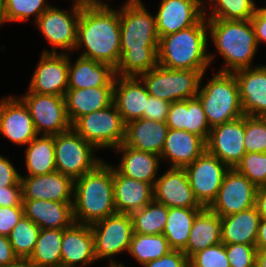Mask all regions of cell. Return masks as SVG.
<instances>
[{
	"label": "cell",
	"mask_w": 266,
	"mask_h": 267,
	"mask_svg": "<svg viewBox=\"0 0 266 267\" xmlns=\"http://www.w3.org/2000/svg\"><path fill=\"white\" fill-rule=\"evenodd\" d=\"M244 148L249 152H266V117L245 115Z\"/></svg>",
	"instance_id": "obj_43"
},
{
	"label": "cell",
	"mask_w": 266,
	"mask_h": 267,
	"mask_svg": "<svg viewBox=\"0 0 266 267\" xmlns=\"http://www.w3.org/2000/svg\"><path fill=\"white\" fill-rule=\"evenodd\" d=\"M4 0H0V22L3 24Z\"/></svg>",
	"instance_id": "obj_58"
},
{
	"label": "cell",
	"mask_w": 266,
	"mask_h": 267,
	"mask_svg": "<svg viewBox=\"0 0 266 267\" xmlns=\"http://www.w3.org/2000/svg\"><path fill=\"white\" fill-rule=\"evenodd\" d=\"M170 103L163 99L149 95L143 118L166 122Z\"/></svg>",
	"instance_id": "obj_47"
},
{
	"label": "cell",
	"mask_w": 266,
	"mask_h": 267,
	"mask_svg": "<svg viewBox=\"0 0 266 267\" xmlns=\"http://www.w3.org/2000/svg\"><path fill=\"white\" fill-rule=\"evenodd\" d=\"M18 260L19 258L15 255L8 237L0 235V267L11 266Z\"/></svg>",
	"instance_id": "obj_52"
},
{
	"label": "cell",
	"mask_w": 266,
	"mask_h": 267,
	"mask_svg": "<svg viewBox=\"0 0 266 267\" xmlns=\"http://www.w3.org/2000/svg\"><path fill=\"white\" fill-rule=\"evenodd\" d=\"M69 55L42 53L28 91L64 97L68 89Z\"/></svg>",
	"instance_id": "obj_16"
},
{
	"label": "cell",
	"mask_w": 266,
	"mask_h": 267,
	"mask_svg": "<svg viewBox=\"0 0 266 267\" xmlns=\"http://www.w3.org/2000/svg\"><path fill=\"white\" fill-rule=\"evenodd\" d=\"M153 192L154 201L168 208H204L196 199L184 168H170L158 176Z\"/></svg>",
	"instance_id": "obj_19"
},
{
	"label": "cell",
	"mask_w": 266,
	"mask_h": 267,
	"mask_svg": "<svg viewBox=\"0 0 266 267\" xmlns=\"http://www.w3.org/2000/svg\"><path fill=\"white\" fill-rule=\"evenodd\" d=\"M250 20L254 28L258 45L262 41L266 43V7L257 8Z\"/></svg>",
	"instance_id": "obj_51"
},
{
	"label": "cell",
	"mask_w": 266,
	"mask_h": 267,
	"mask_svg": "<svg viewBox=\"0 0 266 267\" xmlns=\"http://www.w3.org/2000/svg\"><path fill=\"white\" fill-rule=\"evenodd\" d=\"M156 18L141 0H127L120 8L121 58L115 75L139 77L158 65Z\"/></svg>",
	"instance_id": "obj_1"
},
{
	"label": "cell",
	"mask_w": 266,
	"mask_h": 267,
	"mask_svg": "<svg viewBox=\"0 0 266 267\" xmlns=\"http://www.w3.org/2000/svg\"><path fill=\"white\" fill-rule=\"evenodd\" d=\"M226 254L230 267H253L257 260L256 245L225 244Z\"/></svg>",
	"instance_id": "obj_45"
},
{
	"label": "cell",
	"mask_w": 266,
	"mask_h": 267,
	"mask_svg": "<svg viewBox=\"0 0 266 267\" xmlns=\"http://www.w3.org/2000/svg\"><path fill=\"white\" fill-rule=\"evenodd\" d=\"M50 6L46 0H4L3 23L26 21L33 14L36 22Z\"/></svg>",
	"instance_id": "obj_41"
},
{
	"label": "cell",
	"mask_w": 266,
	"mask_h": 267,
	"mask_svg": "<svg viewBox=\"0 0 266 267\" xmlns=\"http://www.w3.org/2000/svg\"><path fill=\"white\" fill-rule=\"evenodd\" d=\"M94 237L96 260L110 258V265H117L113 257L128 252L134 234L130 214L115 213L90 225Z\"/></svg>",
	"instance_id": "obj_10"
},
{
	"label": "cell",
	"mask_w": 266,
	"mask_h": 267,
	"mask_svg": "<svg viewBox=\"0 0 266 267\" xmlns=\"http://www.w3.org/2000/svg\"><path fill=\"white\" fill-rule=\"evenodd\" d=\"M255 206L260 215V219H266V186L257 188Z\"/></svg>",
	"instance_id": "obj_54"
},
{
	"label": "cell",
	"mask_w": 266,
	"mask_h": 267,
	"mask_svg": "<svg viewBox=\"0 0 266 267\" xmlns=\"http://www.w3.org/2000/svg\"><path fill=\"white\" fill-rule=\"evenodd\" d=\"M234 169L246 176L257 188L266 186V152L245 153Z\"/></svg>",
	"instance_id": "obj_42"
},
{
	"label": "cell",
	"mask_w": 266,
	"mask_h": 267,
	"mask_svg": "<svg viewBox=\"0 0 266 267\" xmlns=\"http://www.w3.org/2000/svg\"><path fill=\"white\" fill-rule=\"evenodd\" d=\"M207 70L169 69L157 65L139 76L149 95L172 103L195 98Z\"/></svg>",
	"instance_id": "obj_7"
},
{
	"label": "cell",
	"mask_w": 266,
	"mask_h": 267,
	"mask_svg": "<svg viewBox=\"0 0 266 267\" xmlns=\"http://www.w3.org/2000/svg\"><path fill=\"white\" fill-rule=\"evenodd\" d=\"M69 11L50 6L35 22L39 30L50 44L52 50H44L42 53H59L55 49L75 50L77 43V24L81 10L72 7Z\"/></svg>",
	"instance_id": "obj_14"
},
{
	"label": "cell",
	"mask_w": 266,
	"mask_h": 267,
	"mask_svg": "<svg viewBox=\"0 0 266 267\" xmlns=\"http://www.w3.org/2000/svg\"><path fill=\"white\" fill-rule=\"evenodd\" d=\"M208 26L204 16L196 25L162 36L158 43V65L169 69L207 70L215 58L208 54Z\"/></svg>",
	"instance_id": "obj_4"
},
{
	"label": "cell",
	"mask_w": 266,
	"mask_h": 267,
	"mask_svg": "<svg viewBox=\"0 0 266 267\" xmlns=\"http://www.w3.org/2000/svg\"><path fill=\"white\" fill-rule=\"evenodd\" d=\"M28 107L38 135H56L72 128L63 96L28 91L20 98Z\"/></svg>",
	"instance_id": "obj_11"
},
{
	"label": "cell",
	"mask_w": 266,
	"mask_h": 267,
	"mask_svg": "<svg viewBox=\"0 0 266 267\" xmlns=\"http://www.w3.org/2000/svg\"><path fill=\"white\" fill-rule=\"evenodd\" d=\"M24 215L23 205L0 207V235L8 236Z\"/></svg>",
	"instance_id": "obj_46"
},
{
	"label": "cell",
	"mask_w": 266,
	"mask_h": 267,
	"mask_svg": "<svg viewBox=\"0 0 266 267\" xmlns=\"http://www.w3.org/2000/svg\"><path fill=\"white\" fill-rule=\"evenodd\" d=\"M244 136L245 115L212 127L206 141V150L229 168H234L246 153Z\"/></svg>",
	"instance_id": "obj_15"
},
{
	"label": "cell",
	"mask_w": 266,
	"mask_h": 267,
	"mask_svg": "<svg viewBox=\"0 0 266 267\" xmlns=\"http://www.w3.org/2000/svg\"><path fill=\"white\" fill-rule=\"evenodd\" d=\"M0 134L25 146L38 135L30 111L20 98L9 96L0 100Z\"/></svg>",
	"instance_id": "obj_17"
},
{
	"label": "cell",
	"mask_w": 266,
	"mask_h": 267,
	"mask_svg": "<svg viewBox=\"0 0 266 267\" xmlns=\"http://www.w3.org/2000/svg\"><path fill=\"white\" fill-rule=\"evenodd\" d=\"M22 200V187H0V207L20 206Z\"/></svg>",
	"instance_id": "obj_50"
},
{
	"label": "cell",
	"mask_w": 266,
	"mask_h": 267,
	"mask_svg": "<svg viewBox=\"0 0 266 267\" xmlns=\"http://www.w3.org/2000/svg\"><path fill=\"white\" fill-rule=\"evenodd\" d=\"M85 47L81 57L105 63L116 69L120 58V11L81 10L75 49Z\"/></svg>",
	"instance_id": "obj_2"
},
{
	"label": "cell",
	"mask_w": 266,
	"mask_h": 267,
	"mask_svg": "<svg viewBox=\"0 0 266 267\" xmlns=\"http://www.w3.org/2000/svg\"><path fill=\"white\" fill-rule=\"evenodd\" d=\"M54 267H70V266L59 265V266H54Z\"/></svg>",
	"instance_id": "obj_60"
},
{
	"label": "cell",
	"mask_w": 266,
	"mask_h": 267,
	"mask_svg": "<svg viewBox=\"0 0 266 267\" xmlns=\"http://www.w3.org/2000/svg\"><path fill=\"white\" fill-rule=\"evenodd\" d=\"M205 150L206 142L200 136L184 130L169 129L160 158L171 162V168H184Z\"/></svg>",
	"instance_id": "obj_27"
},
{
	"label": "cell",
	"mask_w": 266,
	"mask_h": 267,
	"mask_svg": "<svg viewBox=\"0 0 266 267\" xmlns=\"http://www.w3.org/2000/svg\"><path fill=\"white\" fill-rule=\"evenodd\" d=\"M130 215L134 233L142 235L163 234L168 217V207L153 200Z\"/></svg>",
	"instance_id": "obj_37"
},
{
	"label": "cell",
	"mask_w": 266,
	"mask_h": 267,
	"mask_svg": "<svg viewBox=\"0 0 266 267\" xmlns=\"http://www.w3.org/2000/svg\"><path fill=\"white\" fill-rule=\"evenodd\" d=\"M196 97L202 104L210 128L244 116L234 73L214 74V77L199 89Z\"/></svg>",
	"instance_id": "obj_6"
},
{
	"label": "cell",
	"mask_w": 266,
	"mask_h": 267,
	"mask_svg": "<svg viewBox=\"0 0 266 267\" xmlns=\"http://www.w3.org/2000/svg\"><path fill=\"white\" fill-rule=\"evenodd\" d=\"M24 216L40 229H66L73 222V202L23 199Z\"/></svg>",
	"instance_id": "obj_26"
},
{
	"label": "cell",
	"mask_w": 266,
	"mask_h": 267,
	"mask_svg": "<svg viewBox=\"0 0 266 267\" xmlns=\"http://www.w3.org/2000/svg\"><path fill=\"white\" fill-rule=\"evenodd\" d=\"M204 7L198 0H161L155 16L159 37L196 25L205 15Z\"/></svg>",
	"instance_id": "obj_18"
},
{
	"label": "cell",
	"mask_w": 266,
	"mask_h": 267,
	"mask_svg": "<svg viewBox=\"0 0 266 267\" xmlns=\"http://www.w3.org/2000/svg\"><path fill=\"white\" fill-rule=\"evenodd\" d=\"M256 247L257 250L266 249V219H260Z\"/></svg>",
	"instance_id": "obj_55"
},
{
	"label": "cell",
	"mask_w": 266,
	"mask_h": 267,
	"mask_svg": "<svg viewBox=\"0 0 266 267\" xmlns=\"http://www.w3.org/2000/svg\"><path fill=\"white\" fill-rule=\"evenodd\" d=\"M94 148L72 128L54 135L56 171L75 180L93 170L102 162L94 157Z\"/></svg>",
	"instance_id": "obj_9"
},
{
	"label": "cell",
	"mask_w": 266,
	"mask_h": 267,
	"mask_svg": "<svg viewBox=\"0 0 266 267\" xmlns=\"http://www.w3.org/2000/svg\"><path fill=\"white\" fill-rule=\"evenodd\" d=\"M115 149L122 154L120 165L116 168L122 175L154 186L161 159L159 155L137 150L124 142Z\"/></svg>",
	"instance_id": "obj_32"
},
{
	"label": "cell",
	"mask_w": 266,
	"mask_h": 267,
	"mask_svg": "<svg viewBox=\"0 0 266 267\" xmlns=\"http://www.w3.org/2000/svg\"><path fill=\"white\" fill-rule=\"evenodd\" d=\"M166 124L169 129L184 130L200 136L205 142L211 130L197 97L170 103Z\"/></svg>",
	"instance_id": "obj_24"
},
{
	"label": "cell",
	"mask_w": 266,
	"mask_h": 267,
	"mask_svg": "<svg viewBox=\"0 0 266 267\" xmlns=\"http://www.w3.org/2000/svg\"><path fill=\"white\" fill-rule=\"evenodd\" d=\"M142 267H189V258L180 250H171L168 254Z\"/></svg>",
	"instance_id": "obj_48"
},
{
	"label": "cell",
	"mask_w": 266,
	"mask_h": 267,
	"mask_svg": "<svg viewBox=\"0 0 266 267\" xmlns=\"http://www.w3.org/2000/svg\"><path fill=\"white\" fill-rule=\"evenodd\" d=\"M203 208L169 207L166 226L163 235L166 237L172 250L183 251L196 215Z\"/></svg>",
	"instance_id": "obj_34"
},
{
	"label": "cell",
	"mask_w": 266,
	"mask_h": 267,
	"mask_svg": "<svg viewBox=\"0 0 266 267\" xmlns=\"http://www.w3.org/2000/svg\"><path fill=\"white\" fill-rule=\"evenodd\" d=\"M73 220L91 225L116 212L113 166L99 163L74 181Z\"/></svg>",
	"instance_id": "obj_3"
},
{
	"label": "cell",
	"mask_w": 266,
	"mask_h": 267,
	"mask_svg": "<svg viewBox=\"0 0 266 267\" xmlns=\"http://www.w3.org/2000/svg\"><path fill=\"white\" fill-rule=\"evenodd\" d=\"M64 229H40L35 249L28 261L34 267L61 265V243Z\"/></svg>",
	"instance_id": "obj_36"
},
{
	"label": "cell",
	"mask_w": 266,
	"mask_h": 267,
	"mask_svg": "<svg viewBox=\"0 0 266 267\" xmlns=\"http://www.w3.org/2000/svg\"><path fill=\"white\" fill-rule=\"evenodd\" d=\"M184 169L196 199L203 207H209L216 199L223 178L230 168L205 150Z\"/></svg>",
	"instance_id": "obj_12"
},
{
	"label": "cell",
	"mask_w": 266,
	"mask_h": 267,
	"mask_svg": "<svg viewBox=\"0 0 266 267\" xmlns=\"http://www.w3.org/2000/svg\"><path fill=\"white\" fill-rule=\"evenodd\" d=\"M189 267H230L225 244L221 242L193 254L189 258Z\"/></svg>",
	"instance_id": "obj_44"
},
{
	"label": "cell",
	"mask_w": 266,
	"mask_h": 267,
	"mask_svg": "<svg viewBox=\"0 0 266 267\" xmlns=\"http://www.w3.org/2000/svg\"><path fill=\"white\" fill-rule=\"evenodd\" d=\"M256 191L257 187L246 176L230 168L208 208L220 217L238 213L255 206Z\"/></svg>",
	"instance_id": "obj_13"
},
{
	"label": "cell",
	"mask_w": 266,
	"mask_h": 267,
	"mask_svg": "<svg viewBox=\"0 0 266 267\" xmlns=\"http://www.w3.org/2000/svg\"><path fill=\"white\" fill-rule=\"evenodd\" d=\"M114 201L117 213L131 214L154 200L153 185L122 175L113 168Z\"/></svg>",
	"instance_id": "obj_25"
},
{
	"label": "cell",
	"mask_w": 266,
	"mask_h": 267,
	"mask_svg": "<svg viewBox=\"0 0 266 267\" xmlns=\"http://www.w3.org/2000/svg\"><path fill=\"white\" fill-rule=\"evenodd\" d=\"M72 129L95 148H117L125 140L126 124L114 102L79 117Z\"/></svg>",
	"instance_id": "obj_8"
},
{
	"label": "cell",
	"mask_w": 266,
	"mask_h": 267,
	"mask_svg": "<svg viewBox=\"0 0 266 267\" xmlns=\"http://www.w3.org/2000/svg\"><path fill=\"white\" fill-rule=\"evenodd\" d=\"M96 260L94 237L90 225L73 222L64 229L61 243V265L86 266Z\"/></svg>",
	"instance_id": "obj_22"
},
{
	"label": "cell",
	"mask_w": 266,
	"mask_h": 267,
	"mask_svg": "<svg viewBox=\"0 0 266 267\" xmlns=\"http://www.w3.org/2000/svg\"><path fill=\"white\" fill-rule=\"evenodd\" d=\"M149 93L139 77L115 76L113 102L125 124L143 118Z\"/></svg>",
	"instance_id": "obj_23"
},
{
	"label": "cell",
	"mask_w": 266,
	"mask_h": 267,
	"mask_svg": "<svg viewBox=\"0 0 266 267\" xmlns=\"http://www.w3.org/2000/svg\"><path fill=\"white\" fill-rule=\"evenodd\" d=\"M233 73L239 86L242 113L266 117V66H252Z\"/></svg>",
	"instance_id": "obj_21"
},
{
	"label": "cell",
	"mask_w": 266,
	"mask_h": 267,
	"mask_svg": "<svg viewBox=\"0 0 266 267\" xmlns=\"http://www.w3.org/2000/svg\"><path fill=\"white\" fill-rule=\"evenodd\" d=\"M168 131L166 122L136 119L126 124L124 143L137 150L160 156Z\"/></svg>",
	"instance_id": "obj_28"
},
{
	"label": "cell",
	"mask_w": 266,
	"mask_h": 267,
	"mask_svg": "<svg viewBox=\"0 0 266 267\" xmlns=\"http://www.w3.org/2000/svg\"><path fill=\"white\" fill-rule=\"evenodd\" d=\"M221 217L204 207L195 217L186 248L188 258L198 251L221 243Z\"/></svg>",
	"instance_id": "obj_33"
},
{
	"label": "cell",
	"mask_w": 266,
	"mask_h": 267,
	"mask_svg": "<svg viewBox=\"0 0 266 267\" xmlns=\"http://www.w3.org/2000/svg\"><path fill=\"white\" fill-rule=\"evenodd\" d=\"M0 187H22L21 174L13 164L0 155Z\"/></svg>",
	"instance_id": "obj_49"
},
{
	"label": "cell",
	"mask_w": 266,
	"mask_h": 267,
	"mask_svg": "<svg viewBox=\"0 0 266 267\" xmlns=\"http://www.w3.org/2000/svg\"><path fill=\"white\" fill-rule=\"evenodd\" d=\"M115 76L108 64L81 56L72 64L69 56L68 89L114 87Z\"/></svg>",
	"instance_id": "obj_29"
},
{
	"label": "cell",
	"mask_w": 266,
	"mask_h": 267,
	"mask_svg": "<svg viewBox=\"0 0 266 267\" xmlns=\"http://www.w3.org/2000/svg\"><path fill=\"white\" fill-rule=\"evenodd\" d=\"M259 222L256 206L221 217L222 243L256 245Z\"/></svg>",
	"instance_id": "obj_31"
},
{
	"label": "cell",
	"mask_w": 266,
	"mask_h": 267,
	"mask_svg": "<svg viewBox=\"0 0 266 267\" xmlns=\"http://www.w3.org/2000/svg\"><path fill=\"white\" fill-rule=\"evenodd\" d=\"M39 233L40 227L24 215L14 226L7 237L19 259H29L35 249Z\"/></svg>",
	"instance_id": "obj_39"
},
{
	"label": "cell",
	"mask_w": 266,
	"mask_h": 267,
	"mask_svg": "<svg viewBox=\"0 0 266 267\" xmlns=\"http://www.w3.org/2000/svg\"><path fill=\"white\" fill-rule=\"evenodd\" d=\"M171 250L163 234L142 235L134 233L128 253L143 266L152 260L168 254Z\"/></svg>",
	"instance_id": "obj_38"
},
{
	"label": "cell",
	"mask_w": 266,
	"mask_h": 267,
	"mask_svg": "<svg viewBox=\"0 0 266 267\" xmlns=\"http://www.w3.org/2000/svg\"><path fill=\"white\" fill-rule=\"evenodd\" d=\"M256 264L259 267H266V249L257 251V260Z\"/></svg>",
	"instance_id": "obj_56"
},
{
	"label": "cell",
	"mask_w": 266,
	"mask_h": 267,
	"mask_svg": "<svg viewBox=\"0 0 266 267\" xmlns=\"http://www.w3.org/2000/svg\"><path fill=\"white\" fill-rule=\"evenodd\" d=\"M214 4L206 19L245 21L253 17L257 7L254 0H209ZM214 2V3H213Z\"/></svg>",
	"instance_id": "obj_40"
},
{
	"label": "cell",
	"mask_w": 266,
	"mask_h": 267,
	"mask_svg": "<svg viewBox=\"0 0 266 267\" xmlns=\"http://www.w3.org/2000/svg\"><path fill=\"white\" fill-rule=\"evenodd\" d=\"M8 267H34L28 260L19 259L15 264Z\"/></svg>",
	"instance_id": "obj_57"
},
{
	"label": "cell",
	"mask_w": 266,
	"mask_h": 267,
	"mask_svg": "<svg viewBox=\"0 0 266 267\" xmlns=\"http://www.w3.org/2000/svg\"><path fill=\"white\" fill-rule=\"evenodd\" d=\"M64 98L68 118L73 124L79 117L111 105L114 87L67 89Z\"/></svg>",
	"instance_id": "obj_30"
},
{
	"label": "cell",
	"mask_w": 266,
	"mask_h": 267,
	"mask_svg": "<svg viewBox=\"0 0 266 267\" xmlns=\"http://www.w3.org/2000/svg\"><path fill=\"white\" fill-rule=\"evenodd\" d=\"M74 8L79 10L112 9L100 0H74Z\"/></svg>",
	"instance_id": "obj_53"
},
{
	"label": "cell",
	"mask_w": 266,
	"mask_h": 267,
	"mask_svg": "<svg viewBox=\"0 0 266 267\" xmlns=\"http://www.w3.org/2000/svg\"><path fill=\"white\" fill-rule=\"evenodd\" d=\"M26 153V176L49 174L56 171L54 136L38 135L28 144Z\"/></svg>",
	"instance_id": "obj_35"
},
{
	"label": "cell",
	"mask_w": 266,
	"mask_h": 267,
	"mask_svg": "<svg viewBox=\"0 0 266 267\" xmlns=\"http://www.w3.org/2000/svg\"><path fill=\"white\" fill-rule=\"evenodd\" d=\"M109 267H125L123 263H118L117 265H109Z\"/></svg>",
	"instance_id": "obj_59"
},
{
	"label": "cell",
	"mask_w": 266,
	"mask_h": 267,
	"mask_svg": "<svg viewBox=\"0 0 266 267\" xmlns=\"http://www.w3.org/2000/svg\"><path fill=\"white\" fill-rule=\"evenodd\" d=\"M207 26L216 50L226 61L219 72L233 73L252 66L258 43L250 19H207Z\"/></svg>",
	"instance_id": "obj_5"
},
{
	"label": "cell",
	"mask_w": 266,
	"mask_h": 267,
	"mask_svg": "<svg viewBox=\"0 0 266 267\" xmlns=\"http://www.w3.org/2000/svg\"><path fill=\"white\" fill-rule=\"evenodd\" d=\"M74 179L58 171L36 175H21L23 199L73 202Z\"/></svg>",
	"instance_id": "obj_20"
}]
</instances>
